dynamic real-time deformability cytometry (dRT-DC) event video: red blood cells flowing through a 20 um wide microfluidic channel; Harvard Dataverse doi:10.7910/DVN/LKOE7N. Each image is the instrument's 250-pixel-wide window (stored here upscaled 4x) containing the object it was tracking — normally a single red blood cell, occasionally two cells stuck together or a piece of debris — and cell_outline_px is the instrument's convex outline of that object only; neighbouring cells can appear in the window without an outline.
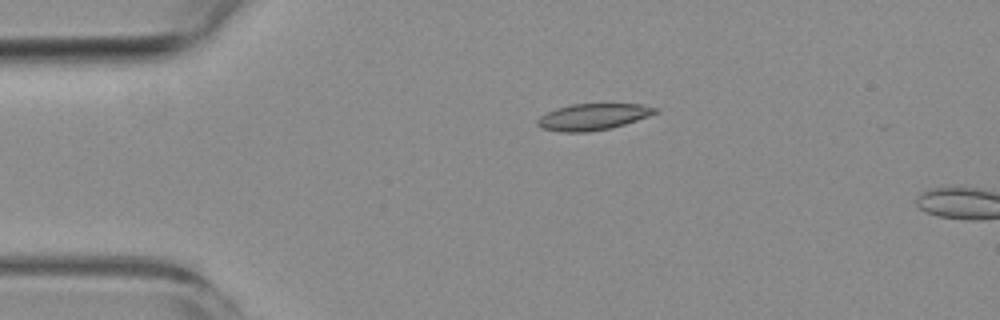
{"species": "common noctule bat (a hibernating species)", "species_latin": "Nyctalus noctula", "temperature_condition": "room temperature", "stored_images_in_passage": 4, "camera_frame_rate_fps": 3000, "um_per_image_px": 0.085, "animal": {"sex": "female", "body_mass_g": 19.3, "forearm_length_mm": 54.1}, "frame": {"image": 1, "passage_image": 4, "time_ms": 3.333, "image_size_px": [1000, 320], "cell_outline_px": [[660, 112], [612, 128], [588, 132], [564, 132], [540, 128], [536, 124], [536, 120], [540, 116], [556, 108], [572, 104], [640, 104], [660, 108]], "centroid_in_image_um": [50.41, 9.93], "position_along_channel_um": 34.6, "area_um2": 18.21}}